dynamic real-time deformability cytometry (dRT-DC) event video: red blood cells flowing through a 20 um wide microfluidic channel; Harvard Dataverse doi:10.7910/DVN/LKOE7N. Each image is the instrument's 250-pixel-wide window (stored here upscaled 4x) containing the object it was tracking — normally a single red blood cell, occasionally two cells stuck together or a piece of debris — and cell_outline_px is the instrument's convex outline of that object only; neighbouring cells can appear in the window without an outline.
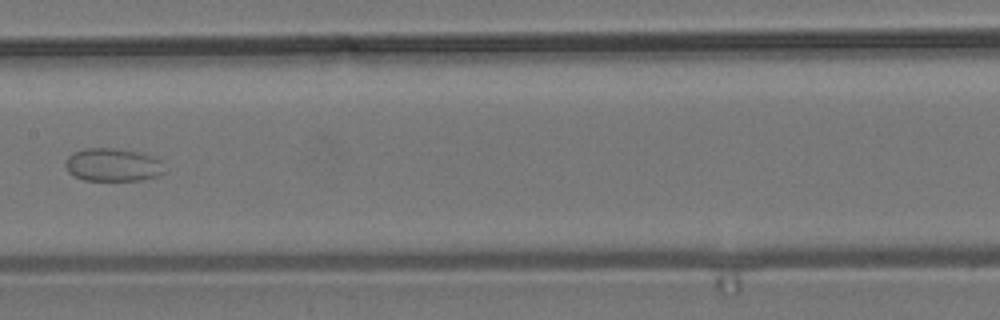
{"species": "common noctule bat (a hibernating species)", "species_latin": "Nyctalus noctula", "temperature_condition": "room temperature", "stored_images_in_passage": 5, "camera_frame_rate_fps": 3000, "um_per_image_px": 0.085, "animal": {"sex": "male", "body_mass_g": 19.2, "forearm_length_mm": 51.8}, "frame": {"image": 1, "passage_image": 4, "time_ms": 3.667, "image_size_px": [1000, 320], "cell_outline_px": [[164, 172], [156, 176], [140, 180], [84, 180], [68, 172], [64, 164], [64, 160], [72, 152], [84, 148], [116, 148], [140, 152], [156, 156], [160, 160]], "centroid_in_image_um": [9.56, 13.99], "position_along_channel_um": 197.8, "area_um2": 19.25}}
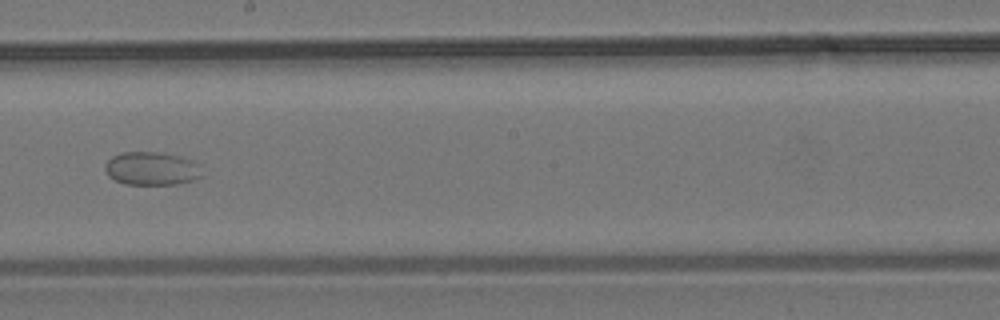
{"frame": {"image": 2, "passage_image": 5, "time_ms": 4.667, "image_size_px": [1000, 320], "cell_outline_px": [[204, 176], [180, 184], [124, 184], [108, 176], [104, 168], [104, 164], [112, 156], [120, 152], [160, 152], [180, 156], [192, 160], [200, 164]], "centroid_in_image_um": [12.91, 14.32], "position_along_channel_um": 235.3, "area_um2": 19.13}}